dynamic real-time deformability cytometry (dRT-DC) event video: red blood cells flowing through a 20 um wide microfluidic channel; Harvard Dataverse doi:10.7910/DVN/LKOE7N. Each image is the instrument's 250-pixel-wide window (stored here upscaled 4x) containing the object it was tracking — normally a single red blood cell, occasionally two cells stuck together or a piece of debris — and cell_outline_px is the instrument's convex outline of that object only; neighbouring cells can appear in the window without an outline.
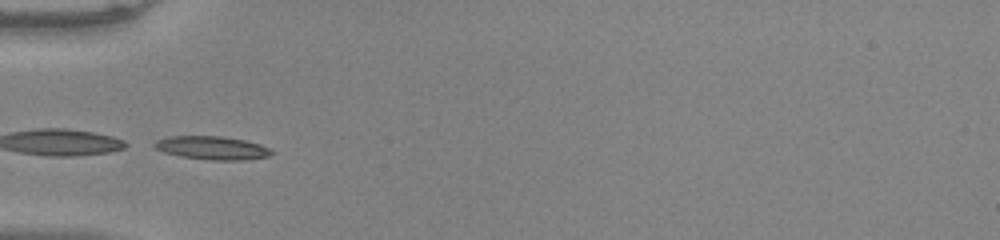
{"species": "common noctule bat (a hibernating species)", "species_latin": "Nyctalus noctula", "temperature_condition": "warm", "stored_images_in_passage": 34, "camera_frame_rate_fps": 3000, "um_per_image_px": 0.085, "animal": {"sex": "male", "body_mass_g": 20.0, "forearm_length_mm": 53.3}, "frame": {"image": 1, "passage_image": 1, "time_ms": 0.0, "image_size_px": [1000, 240], "cell_outline_px": [[276, 152], [268, 156], [244, 160], [208, 160], [180, 156], [164, 152], [156, 148], [152, 144], [156, 140], [168, 136], [220, 136], [244, 140], [260, 144], [272, 148]], "centroid_in_image_um": [18.06, 12.57], "position_along_channel_um": 66.9, "area_um2": 16.07}, "authors_computed_cell_mechanics": {"area_um2": 15.2014, "velocity_mm_per_s": 4.0206, "shape_relaxation_time_tau1_ms": 2.7031, "shape_relaxation_time_tau2_ms": 1.0498, "deformation_change_tau1": 0.1912, "deformation_change_tau2": 0.0768}}